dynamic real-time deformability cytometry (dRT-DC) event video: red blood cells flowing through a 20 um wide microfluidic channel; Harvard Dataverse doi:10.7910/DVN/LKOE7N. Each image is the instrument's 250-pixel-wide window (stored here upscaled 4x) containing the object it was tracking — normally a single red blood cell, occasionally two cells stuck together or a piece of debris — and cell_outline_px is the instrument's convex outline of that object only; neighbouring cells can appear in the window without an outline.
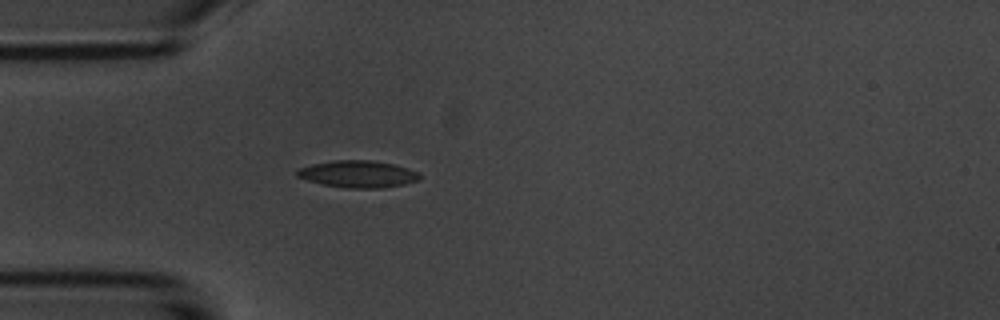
{"species": "common noctule bat (a hibernating species)", "species_latin": "Nyctalus noctula", "temperature_condition": "room temperature", "stored_images_in_passage": 2, "camera_frame_rate_fps": 3000, "um_per_image_px": 0.085, "animal": {"sex": "male", "body_mass_g": 20.1, "forearm_length_mm": 53.5}, "frame": {"image": 1, "passage_image": 2, "time_ms": 1.333, "image_size_px": [1000, 320], "cell_outline_px": [[420, 180], [404, 184], [384, 188], [344, 188], [324, 184], [308, 180], [296, 176], [296, 172], [300, 168], [312, 164], [332, 160], [372, 160], [392, 164], [408, 168], [420, 172]], "centroid_in_image_um": [30.46, 14.79], "position_along_channel_um": 54.5, "area_um2": 19.31}}